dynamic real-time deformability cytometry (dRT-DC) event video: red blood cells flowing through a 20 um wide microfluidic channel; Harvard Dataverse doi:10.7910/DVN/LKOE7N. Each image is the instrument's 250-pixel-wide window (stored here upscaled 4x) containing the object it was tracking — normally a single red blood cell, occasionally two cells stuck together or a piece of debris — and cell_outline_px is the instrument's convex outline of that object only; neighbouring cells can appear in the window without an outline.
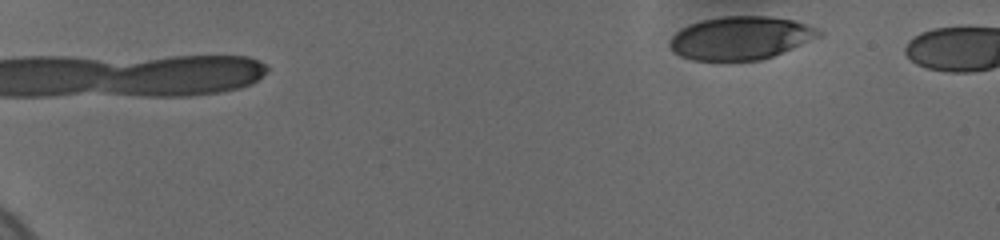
{"species": "human", "species_latin": "Homo sapiens", "temperature_condition": "cold", "stored_images_in_passage": 3, "camera_frame_rate_fps": 3000, "um_per_image_px": 0.085, "donor": {"sex": "female"}, "frame": {"image": 1, "passage_image": 1, "time_ms": 0.0, "image_size_px": [1000, 240], "cell_outline_px": [[824, 36], [772, 56], [760, 60], [692, 60], [680, 56], [668, 44], [672, 36], [680, 28], [688, 24], [704, 20], [724, 16], [768, 16], [792, 20], [816, 28], [824, 32]], "centroid_in_image_um": [62.97, 3.23], "position_along_channel_um": 22.0, "area_um2": 37.4}}